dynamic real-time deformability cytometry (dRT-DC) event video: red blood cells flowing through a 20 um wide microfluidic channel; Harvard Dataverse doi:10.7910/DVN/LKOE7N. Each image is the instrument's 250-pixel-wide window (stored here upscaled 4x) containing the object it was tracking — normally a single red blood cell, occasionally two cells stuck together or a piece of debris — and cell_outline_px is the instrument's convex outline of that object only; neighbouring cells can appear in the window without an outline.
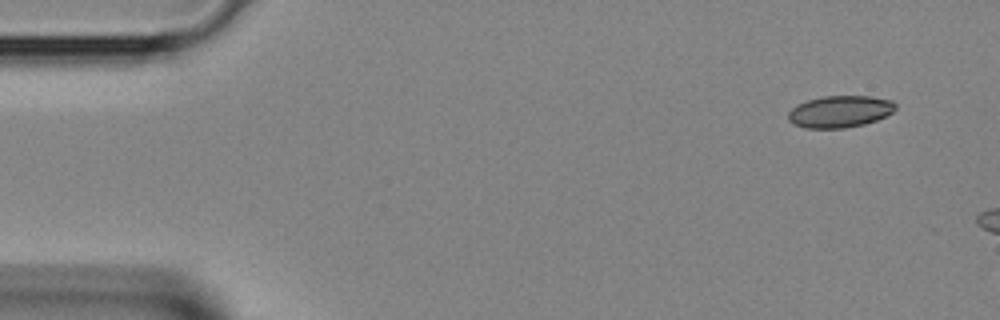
{"species": "Egyptian fruit bat (a non-hibernating species)", "species_latin": "Rousettus aegyptiacus", "temperature_condition": "room temperature", "stored_images_in_passage": 2, "camera_frame_rate_fps": 3000, "um_per_image_px": 0.085, "animal": {"sex": "female"}, "frame": {"image": 1, "passage_image": 1, "time_ms": 0.0, "image_size_px": [1000, 320], "cell_outline_px": [[896, 108], [892, 112], [876, 120], [864, 124], [844, 128], [804, 128], [792, 124], [788, 120], [788, 112], [796, 104], [808, 100], [824, 96], [872, 96], [892, 100], [896, 104]], "centroid_in_image_um": [71.37, 9.48], "position_along_channel_um": 13.6, "area_um2": 20.0}}